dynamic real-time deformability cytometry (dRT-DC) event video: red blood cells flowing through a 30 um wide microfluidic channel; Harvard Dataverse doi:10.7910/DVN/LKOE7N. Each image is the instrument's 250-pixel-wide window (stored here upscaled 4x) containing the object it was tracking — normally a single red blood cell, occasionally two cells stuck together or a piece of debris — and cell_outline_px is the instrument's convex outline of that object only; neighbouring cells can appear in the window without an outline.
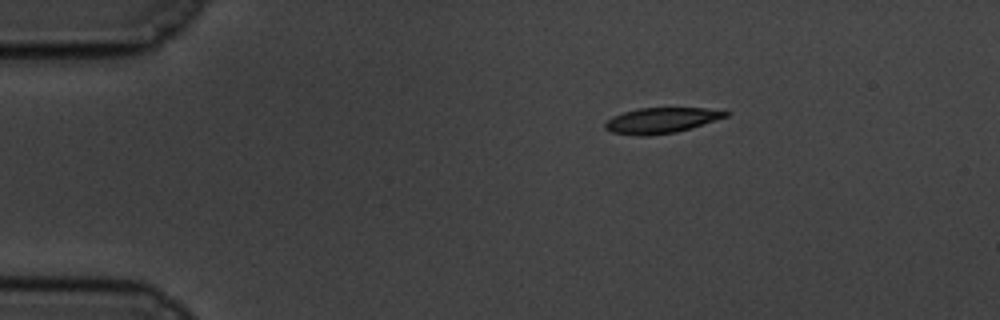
{"species": "common noctule bat (a hibernating species)", "species_latin": "Nyctalus noctula", "temperature_condition": "cold", "stored_images_in_passage": 49, "camera_frame_rate_fps": 3000, "um_per_image_px": 0.085, "animal": {"sex": "male", "body_mass_g": 19.5, "forearm_length_mm": 54.6}, "frame": {"image": 1, "passage_image": 1, "time_ms": 0.0, "image_size_px": [1000, 320], "cell_outline_px": [[728, 116], [676, 132], [644, 136], [636, 136], [612, 132], [604, 128], [604, 124], [612, 116], [624, 112], [640, 108], [704, 108], [728, 112]], "centroid_in_image_um": [56.15, 10.24], "position_along_channel_um": 28.9, "area_um2": 17.63}}
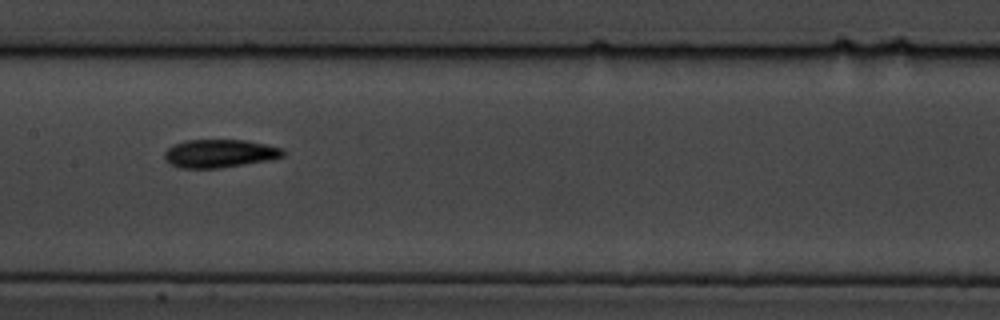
{"frame": {"image": 2, "passage_image": 20, "time_ms": 6.333, "image_size_px": [1000, 320], "cell_outline_px": [[288, 152], [284, 156], [272, 160], [220, 168], [180, 168], [164, 160], [164, 152], [172, 144], [184, 140], [244, 140], [284, 148]], "centroid_in_image_um": [18.69, 13.04], "position_along_channel_um": 188.7, "area_um2": 19.77}}
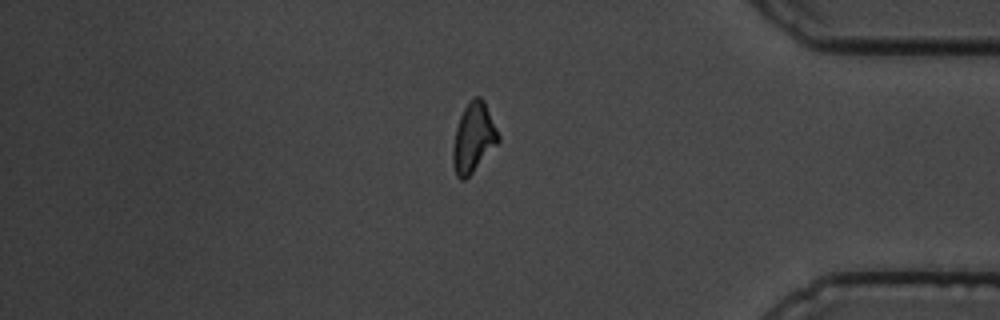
{"frame": {"image": 3, "passage_image": 40, "time_ms": 13.0, "image_size_px": [1000, 320], "cell_outline_px": [[500, 140], [472, 172], [464, 180], [460, 180], [456, 176], [452, 160], [452, 148], [456, 128], [460, 116], [464, 108], [476, 96], [480, 96], [484, 100], [500, 136]], "centroid_in_image_um": [40.23, 11.71], "position_along_channel_um": 395.0, "area_um2": 18.09}, "authors_computed_cell_mechanics": {"area_um2": 18.7272, "velocity_mm_per_s": 3.4786, "shape_relaxation_time_tau1_ms": 3.9437, "shape_relaxation_time_tau2_ms": 8.7493, "deformation_change_tau1": 0.1425, "deformation_change_tau2": 0.1537}}